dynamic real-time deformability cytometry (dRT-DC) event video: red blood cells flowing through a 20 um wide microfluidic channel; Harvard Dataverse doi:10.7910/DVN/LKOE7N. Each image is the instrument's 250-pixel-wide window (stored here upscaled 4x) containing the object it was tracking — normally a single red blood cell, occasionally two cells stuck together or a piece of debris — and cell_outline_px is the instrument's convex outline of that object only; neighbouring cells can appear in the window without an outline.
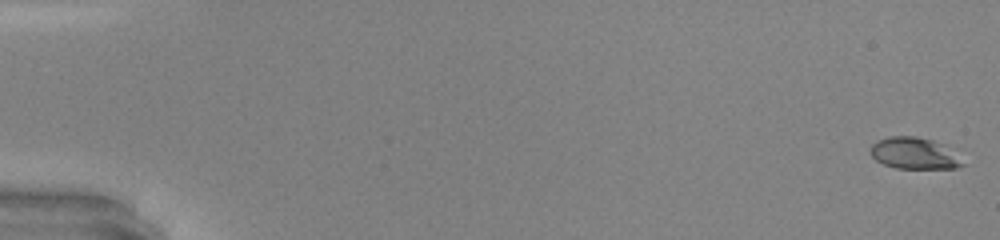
{"species": "common noctule bat (a hibernating species)", "species_latin": "Nyctalus noctula", "temperature_condition": "warm", "stored_images_in_passage": 50, "camera_frame_rate_fps": 3000, "um_per_image_px": 0.085, "animal": {"sex": "male", "body_mass_g": 20.0, "forearm_length_mm": 53.3}, "frame": {"image": 1, "passage_image": 1, "time_ms": 0.0, "image_size_px": [1000, 240], "cell_outline_px": [[964, 164], [956, 168], [896, 168], [884, 164], [876, 160], [872, 156], [872, 144], [888, 136], [916, 136], [932, 140], [944, 144]], "centroid_in_image_um": [77.69, 13.02], "position_along_channel_um": 7.3, "area_um2": 16.53}}
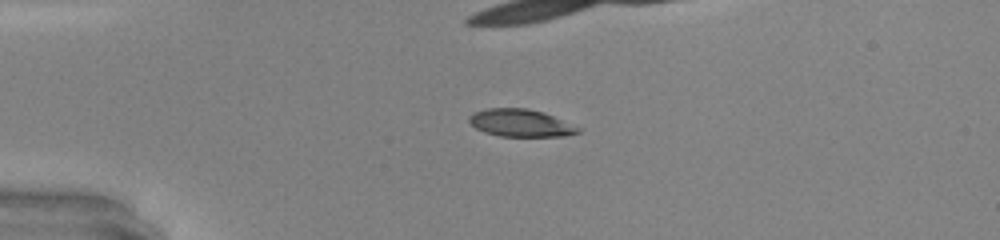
{"frame": {"image": 2, "passage_image": 13, "time_ms": 4.0, "image_size_px": [1000, 240], "cell_outline_px": [[580, 132], [564, 136], [500, 136], [484, 132], [476, 128], [468, 120], [468, 116], [472, 112], [488, 108], [528, 108], [544, 112], [580, 128]], "centroid_in_image_um": [44.22, 10.44], "position_along_channel_um": 40.8, "area_um2": 17.4}}